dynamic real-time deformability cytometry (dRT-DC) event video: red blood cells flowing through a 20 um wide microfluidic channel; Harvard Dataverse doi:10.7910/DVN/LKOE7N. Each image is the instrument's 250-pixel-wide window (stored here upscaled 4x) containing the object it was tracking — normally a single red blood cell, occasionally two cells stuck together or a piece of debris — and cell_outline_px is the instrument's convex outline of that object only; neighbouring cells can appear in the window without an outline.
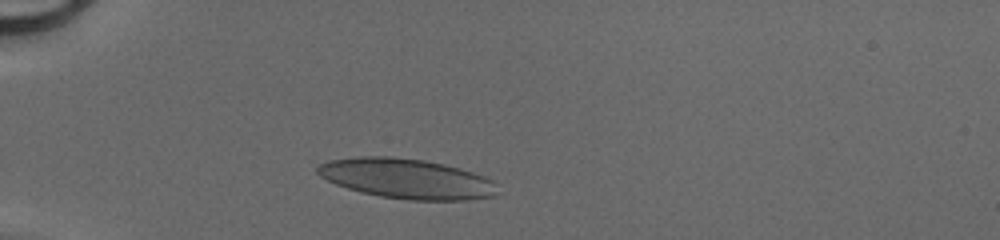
{"species": "human", "species_latin": "Homo sapiens", "temperature_condition": "cold", "stored_images_in_passage": 38, "camera_frame_rate_fps": 3000, "um_per_image_px": 0.085, "donor": {"sex": "male"}, "frame": {"image": 1, "passage_image": 4, "time_ms": 1.0, "image_size_px": [1000, 240], "cell_outline_px": [[492, 196], [464, 200], [408, 200], [380, 196], [348, 188], [336, 184], [320, 176], [316, 172], [316, 168], [320, 164], [328, 160], [356, 156], [392, 156], [424, 160], [444, 164], [460, 168], [484, 176], [492, 180]], "centroid_in_image_um": [34.47, 15.16], "position_along_channel_um": 50.5, "area_um2": 41.44}}
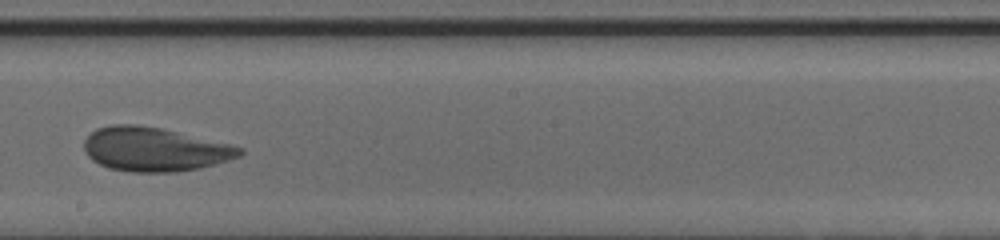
{"frame": {"image": 2, "passage_image": 19, "time_ms": 6.0, "image_size_px": [1000, 240], "cell_outline_px": [[244, 152], [240, 156], [200, 168], [176, 172], [132, 172], [108, 168], [92, 160], [88, 156], [84, 148], [84, 140], [88, 132], [96, 128], [112, 124], [136, 124], [160, 128], [228, 144], [244, 148]], "centroid_in_image_um": [13.07, 12.69], "position_along_channel_um": 235.1, "area_um2": 39.77}}
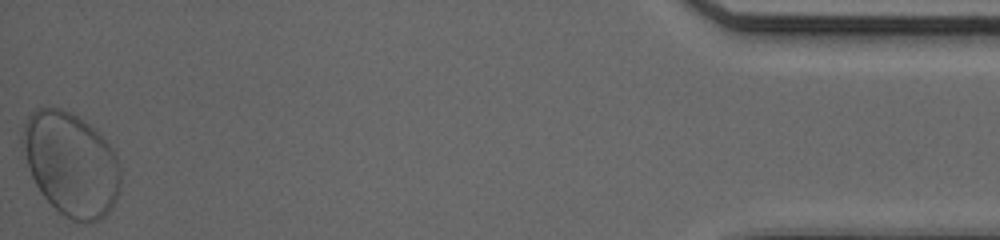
{"frame": {"image": 3, "passage_image": 38, "time_ms": 12.333, "image_size_px": [1000, 240], "cell_outline_px": [[120, 192], [112, 208], [104, 216], [92, 224], [72, 220], [64, 216], [40, 192], [32, 176], [20, 140], [24, 124], [28, 116], [36, 108], [60, 108], [72, 112], [84, 120], [116, 152], [120, 164]], "centroid_in_image_um": [6.05, 13.95], "position_along_channel_um": 429.1, "area_um2": 59.19}}